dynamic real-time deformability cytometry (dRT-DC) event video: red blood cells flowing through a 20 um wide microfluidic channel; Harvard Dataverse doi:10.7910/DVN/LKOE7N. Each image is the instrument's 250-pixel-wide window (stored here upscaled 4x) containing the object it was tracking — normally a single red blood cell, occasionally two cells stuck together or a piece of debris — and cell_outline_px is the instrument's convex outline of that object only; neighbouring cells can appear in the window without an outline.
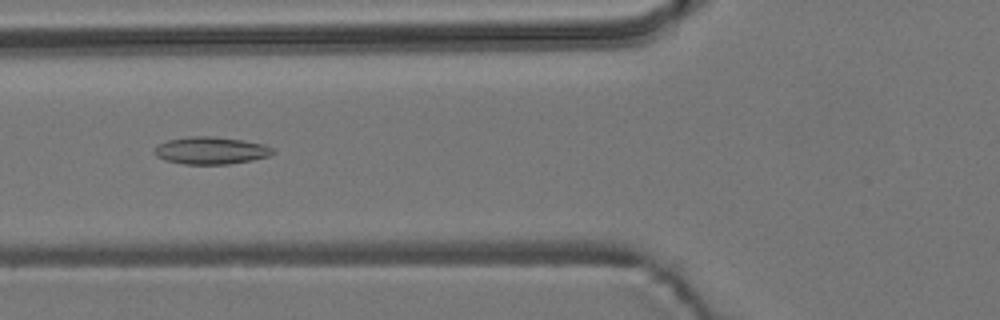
{"species": "common noctule bat (a hibernating species)", "species_latin": "Nyctalus noctula", "temperature_condition": "room temperature", "stored_images_in_passage": 41, "camera_frame_rate_fps": 3000, "um_per_image_px": 0.085, "animal": {"sex": "male", "body_mass_g": 19.2, "forearm_length_mm": 51.8}, "frame": {"image": 1, "passage_image": 7, "time_ms": 2.0, "image_size_px": [1000, 320], "cell_outline_px": [[276, 152], [268, 156], [252, 160], [228, 164], [184, 164], [164, 160], [156, 156], [152, 152], [156, 144], [168, 140], [188, 136], [216, 136], [264, 144], [272, 148]], "centroid_in_image_um": [17.87, 12.79], "position_along_channel_um": 107.9, "area_um2": 19.02}}
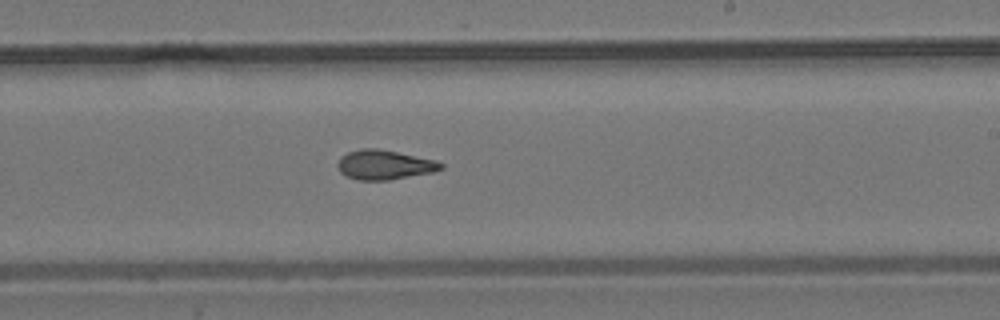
{"frame": {"image": 2, "passage_image": 19, "time_ms": 6.0, "image_size_px": [1000, 320], "cell_outline_px": [[444, 168], [432, 172], [388, 180], [360, 180], [348, 176], [340, 172], [336, 164], [340, 156], [348, 152], [360, 148], [376, 148], [436, 160], [444, 164]], "centroid_in_image_um": [32.65, 14.0], "position_along_channel_um": 256.3, "area_um2": 17.69}}
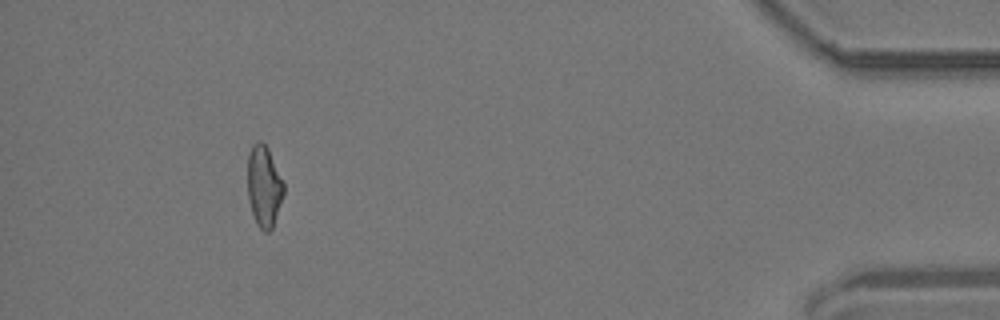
{"frame": {"image": 3, "passage_image": 37, "time_ms": 12.0, "image_size_px": [1000, 320], "cell_outline_px": [[284, 192], [272, 228], [268, 232], [264, 232], [256, 224], [248, 200], [248, 156], [252, 144], [256, 140], [260, 140], [268, 148], [284, 184]], "centroid_in_image_um": [22.42, 15.82], "position_along_channel_um": 412.8, "area_um2": 16.99}, "authors_computed_cell_mechanics": {"area_um2": 17.34, "velocity_mm_per_s": 3.7046, "shape_relaxation_time_tau1_ms": null, "shape_relaxation_time_tau2_ms": 2.7658, "deformation_change_tau1": null, "deformation_change_tau2": 0.1104}}